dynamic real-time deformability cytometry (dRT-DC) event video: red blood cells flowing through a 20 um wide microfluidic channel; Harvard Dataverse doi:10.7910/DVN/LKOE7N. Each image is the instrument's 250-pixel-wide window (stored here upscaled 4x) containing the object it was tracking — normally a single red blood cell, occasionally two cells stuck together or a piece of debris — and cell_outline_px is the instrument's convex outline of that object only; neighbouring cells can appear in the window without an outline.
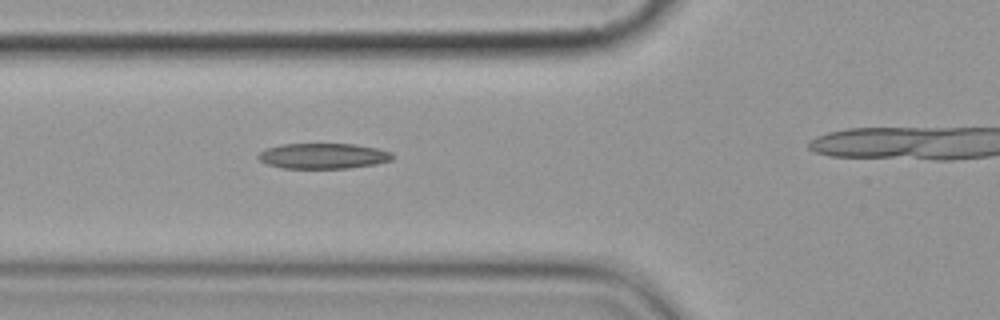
{"species": "common noctule bat (a hibernating species)", "species_latin": "Nyctalus noctula", "temperature_condition": "cold", "stored_images_in_passage": 6, "camera_frame_rate_fps": 3000, "um_per_image_px": 0.085, "animal": {"sex": "female", "body_mass_g": 19.9}, "frame": {"image": 1, "passage_image": 5, "time_ms": 4.667, "image_size_px": [1000, 320], "cell_outline_px": [[392, 160], [376, 164], [348, 168], [284, 168], [268, 164], [260, 160], [256, 156], [260, 152], [268, 148], [280, 144], [356, 144], [376, 148], [392, 152]], "centroid_in_image_um": [27.48, 13.25], "position_along_channel_um": 98.3, "area_um2": 19.83}}